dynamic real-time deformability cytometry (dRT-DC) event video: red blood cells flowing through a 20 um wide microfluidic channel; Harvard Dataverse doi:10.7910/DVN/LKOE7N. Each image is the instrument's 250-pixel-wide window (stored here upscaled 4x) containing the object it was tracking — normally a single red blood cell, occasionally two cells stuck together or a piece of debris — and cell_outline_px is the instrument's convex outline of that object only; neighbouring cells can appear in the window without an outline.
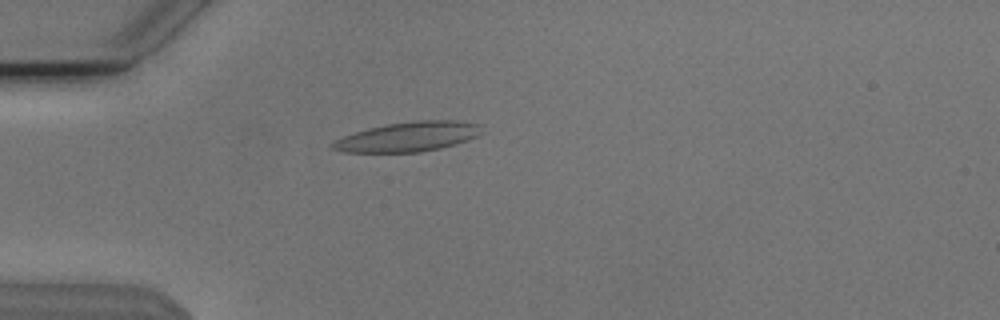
{"species": "Egyptian fruit bat (a non-hibernating species)", "species_latin": "Rousettus aegyptiacus", "temperature_condition": "cold", "stored_images_in_passage": 41, "camera_frame_rate_fps": 3000, "um_per_image_px": 0.085, "animal": {"sex": "male"}, "frame": {"image": 1, "passage_image": 2, "time_ms": 0.333, "image_size_px": [1000, 320], "cell_outline_px": [[476, 136], [440, 148], [420, 152], [344, 152], [332, 148], [332, 144], [336, 140], [344, 136], [368, 128], [388, 124], [416, 120], [452, 120], [476, 124]], "centroid_in_image_um": [34.58, 11.63], "position_along_channel_um": 50.4, "area_um2": 24.85}}
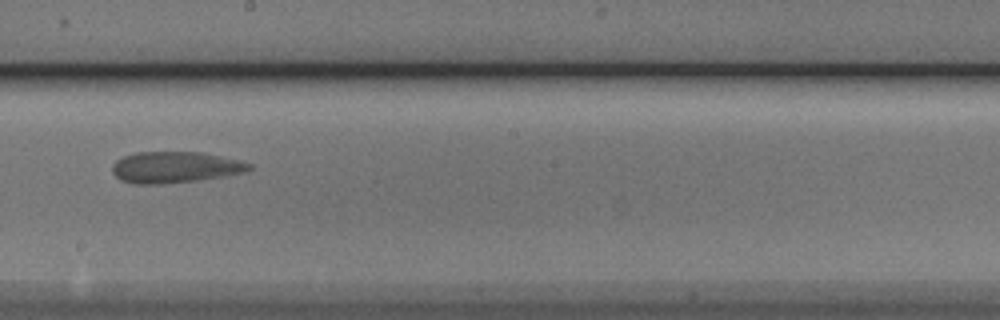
{"frame": {"image": 2, "passage_image": 18, "time_ms": 5.667, "image_size_px": [1000, 320], "cell_outline_px": [[252, 168], [244, 172], [224, 176], [196, 180], [156, 184], [136, 184], [120, 180], [112, 172], [112, 164], [116, 160], [124, 156], [136, 152], [200, 152], [236, 160], [252, 164]], "centroid_in_image_um": [14.82, 14.21], "position_along_channel_um": 233.4, "area_um2": 24.62}}
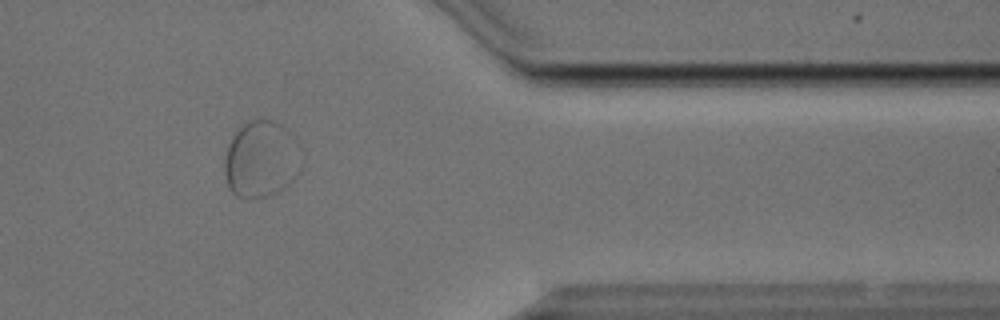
{"frame": {"image": 3, "passage_image": 32, "time_ms": 10.333, "image_size_px": [1000, 320], "cell_outline_px": [[292, 136], [288, 184], [284, 188], [264, 196], [248, 200], [236, 196], [232, 192], [228, 184], [224, 172], [224, 160], [232, 136], [244, 124], [252, 120], [276, 120], [288, 128]], "centroid_in_image_um": [21.98, 13.53], "position_along_channel_um": 389.4, "area_um2": 31.73}}